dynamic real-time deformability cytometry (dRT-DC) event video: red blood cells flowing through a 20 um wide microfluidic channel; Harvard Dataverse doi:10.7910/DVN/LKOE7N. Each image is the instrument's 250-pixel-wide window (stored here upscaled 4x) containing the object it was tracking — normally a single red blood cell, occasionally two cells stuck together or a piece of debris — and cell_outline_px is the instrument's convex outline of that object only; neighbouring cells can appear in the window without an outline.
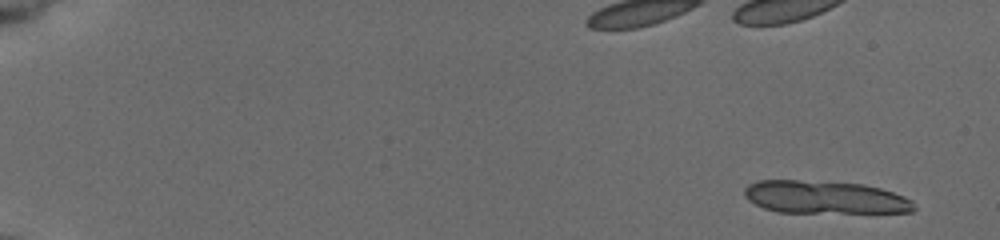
{"species": "common noctule bat (a hibernating species)", "species_latin": "Nyctalus noctula", "temperature_condition": "cold", "stored_images_in_passage": 10, "camera_frame_rate_fps": 3000, "um_per_image_px": 0.085, "animal": {"sex": "female", "body_mass_g": 19.5, "forearm_length_mm": 54.1}, "frame": {"image": 1, "passage_image": 2, "time_ms": 1.0, "image_size_px": [1000, 240], "cell_outline_px": [[916, 208], [912, 212], [776, 212], [764, 208], [748, 200], [744, 196], [744, 188], [748, 184], [756, 180], [796, 180], [864, 184], [880, 188], [904, 196], [912, 200]], "centroid_in_image_um": [70.08, 16.76], "position_along_channel_um": 14.9, "area_um2": 32.43}}
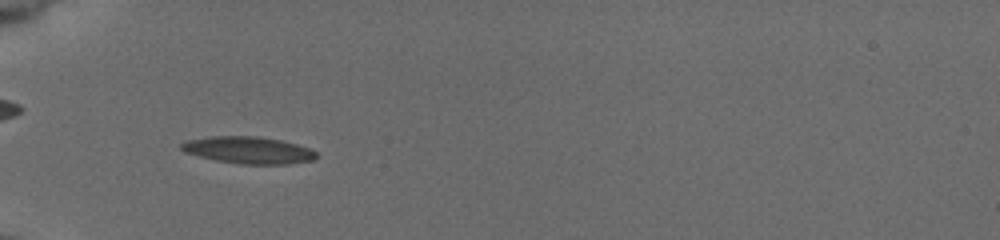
{"frame": {"image": 2, "passage_image": 9, "time_ms": 7.0, "image_size_px": [1000, 240], "cell_outline_px": [[316, 156], [312, 160], [288, 164], [240, 164], [216, 160], [184, 152], [180, 148], [180, 144], [184, 140], [208, 136], [260, 136], [280, 140], [296, 144], [308, 148], [316, 152]], "centroid_in_image_um": [21.06, 12.75], "position_along_channel_um": 63.9, "area_um2": 21.21}}